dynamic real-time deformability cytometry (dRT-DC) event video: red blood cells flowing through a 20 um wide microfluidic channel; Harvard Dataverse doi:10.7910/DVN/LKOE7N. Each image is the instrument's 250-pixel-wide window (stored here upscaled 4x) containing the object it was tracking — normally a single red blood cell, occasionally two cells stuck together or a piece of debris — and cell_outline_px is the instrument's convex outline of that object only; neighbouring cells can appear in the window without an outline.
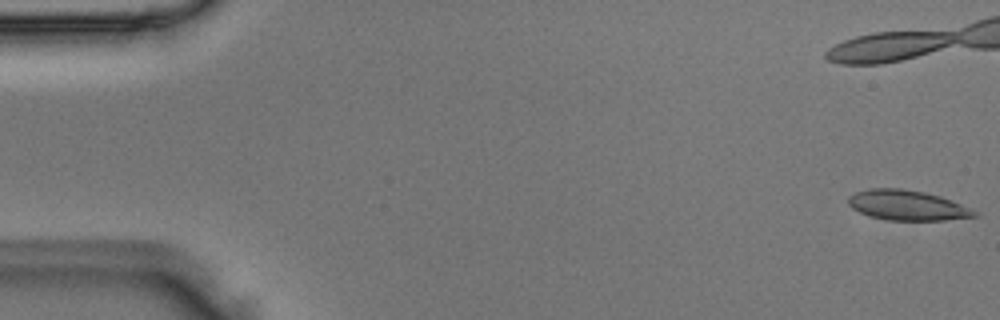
{"species": "Egyptian fruit bat (a non-hibernating species)", "species_latin": "Rousettus aegyptiacus", "temperature_condition": "room temperature", "stored_images_in_passage": 6, "camera_frame_rate_fps": 3000, "um_per_image_px": 0.085, "animal": {"sex": "male"}, "frame": {"image": 1, "passage_image": 1, "time_ms": 0.0, "image_size_px": [1000, 320], "cell_outline_px": [[980, 216], [944, 220], [888, 220], [868, 216], [852, 208], [848, 204], [848, 196], [856, 192], [868, 188], [900, 188], [924, 192], [940, 196], [972, 208], [980, 212]], "centroid_in_image_um": [77.14, 17.45], "position_along_channel_um": 7.9, "area_um2": 22.31}}